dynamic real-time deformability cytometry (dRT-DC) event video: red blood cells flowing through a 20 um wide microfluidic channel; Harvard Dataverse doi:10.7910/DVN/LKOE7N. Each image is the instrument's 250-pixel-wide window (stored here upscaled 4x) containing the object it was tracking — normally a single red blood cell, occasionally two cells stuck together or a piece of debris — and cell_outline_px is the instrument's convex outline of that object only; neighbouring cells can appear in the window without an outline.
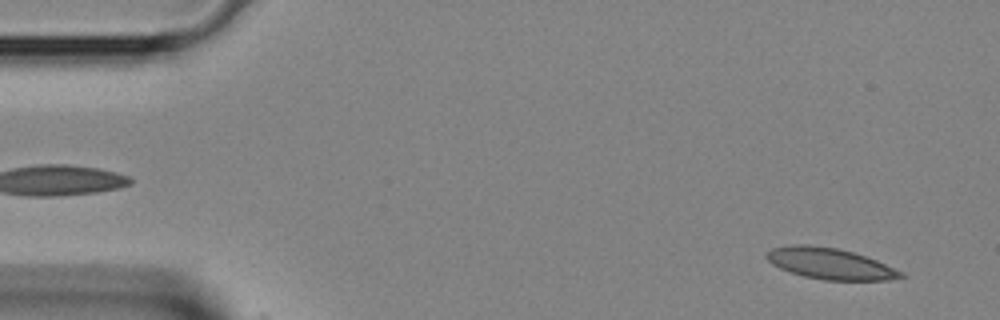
{"species": "Egyptian fruit bat (a non-hibernating species)", "species_latin": "Rousettus aegyptiacus", "temperature_condition": "room temperature", "stored_images_in_passage": 40, "camera_frame_rate_fps": 3000, "um_per_image_px": 0.085, "animal": {"sex": "female"}, "frame": {"image": 1, "passage_image": 2, "time_ms": 0.333, "image_size_px": [1000, 320], "cell_outline_px": [[908, 276], [888, 280], [824, 280], [804, 276], [780, 268], [772, 264], [764, 256], [764, 252], [772, 248], [792, 244], [808, 244], [836, 248], [852, 252], [876, 260], [904, 272]], "centroid_in_image_um": [70.54, 22.4], "position_along_channel_um": 14.5, "area_um2": 24.39}}
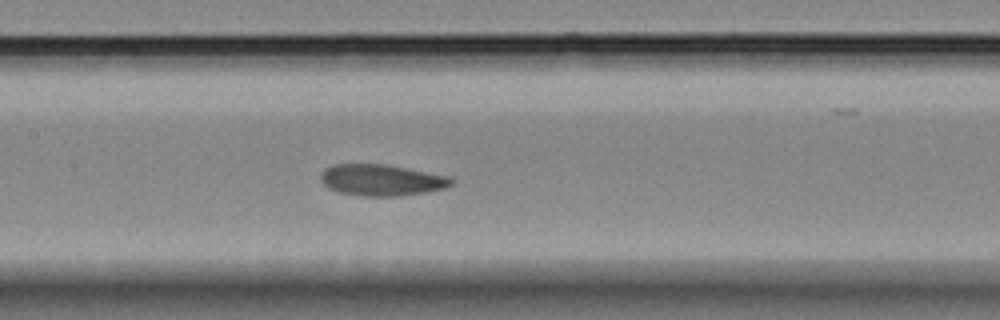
{"frame": {"image": 2, "passage_image": 18, "time_ms": 5.667, "image_size_px": [1000, 320], "cell_outline_px": [[456, 180], [452, 184], [444, 188], [424, 192], [400, 196], [360, 196], [340, 192], [328, 188], [320, 180], [320, 176], [324, 168], [332, 164], [384, 164], [452, 176]], "centroid_in_image_um": [32.44, 15.3], "position_along_channel_um": 175.0, "area_um2": 24.04}}
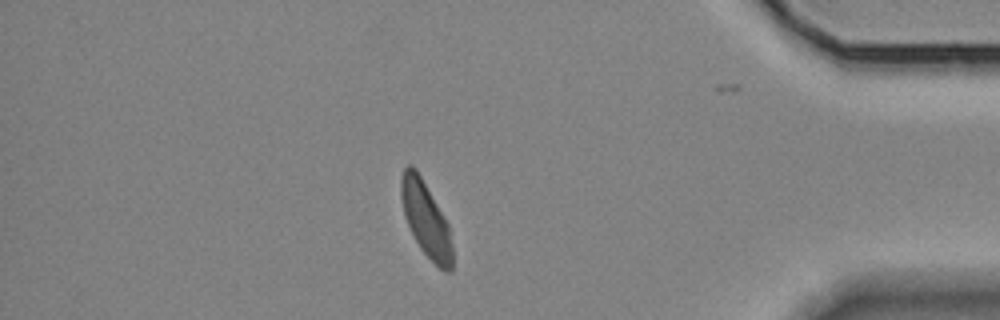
{"frame": {"image": 3, "passage_image": 34, "time_ms": 11.0, "image_size_px": [1000, 320], "cell_outline_px": [[452, 268], [448, 272], [440, 268], [420, 248], [404, 216], [400, 196], [400, 180], [404, 168], [408, 164], [412, 164], [416, 168], [444, 216], [448, 224], [452, 244]], "centroid_in_image_um": [36.18, 18.58], "position_along_channel_um": 399.0, "area_um2": 22.14}}